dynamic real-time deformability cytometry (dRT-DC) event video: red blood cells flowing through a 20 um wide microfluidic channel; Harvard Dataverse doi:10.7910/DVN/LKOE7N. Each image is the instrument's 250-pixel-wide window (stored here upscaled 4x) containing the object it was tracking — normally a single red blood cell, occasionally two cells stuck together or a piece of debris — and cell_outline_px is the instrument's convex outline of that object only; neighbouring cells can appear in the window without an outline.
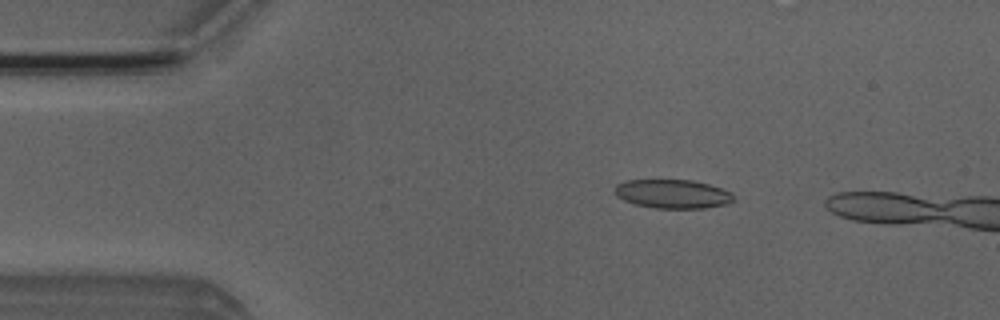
{"species": "Egyptian fruit bat (a non-hibernating species)", "species_latin": "Rousettus aegyptiacus", "temperature_condition": "room temperature", "stored_images_in_passage": 11, "camera_frame_rate_fps": 3000, "um_per_image_px": 0.085, "animal": {"sex": "male"}, "frame": {"image": 1, "passage_image": 8, "time_ms": 2.333, "image_size_px": [1000, 320], "cell_outline_px": [[732, 200], [724, 204], [704, 208], [656, 208], [636, 204], [624, 200], [616, 196], [616, 184], [628, 180], [692, 180], [708, 184], [732, 192]], "centroid_in_image_um": [57.15, 16.48], "position_along_channel_um": 27.8, "area_um2": 19.65}}